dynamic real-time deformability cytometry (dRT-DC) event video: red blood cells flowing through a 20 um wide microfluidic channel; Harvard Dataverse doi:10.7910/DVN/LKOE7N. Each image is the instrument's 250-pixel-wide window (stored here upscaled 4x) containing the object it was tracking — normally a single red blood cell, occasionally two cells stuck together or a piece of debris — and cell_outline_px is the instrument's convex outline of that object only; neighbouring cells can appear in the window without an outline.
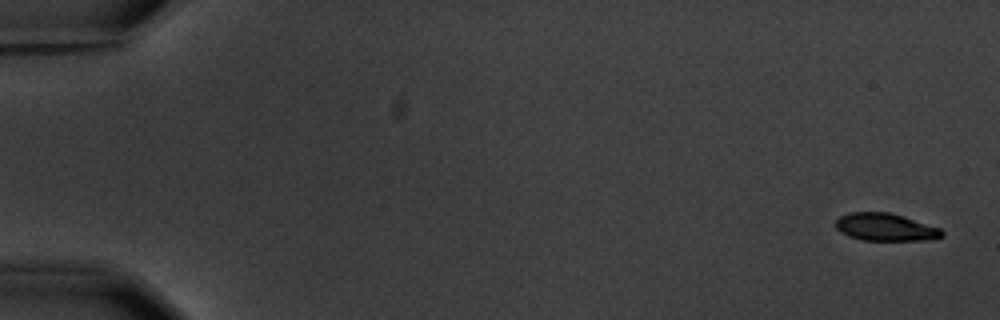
{"species": "common noctule bat (a hibernating species)", "species_latin": "Nyctalus noctula", "temperature_condition": "warm", "stored_images_in_passage": 11, "camera_frame_rate_fps": 3000, "um_per_image_px": 0.085, "animal": {"sex": "male", "body_mass_g": 20.1, "forearm_length_mm": 53.5}, "frame": {"image": 1, "passage_image": 1, "time_ms": 0.0, "image_size_px": [1000, 320], "cell_outline_px": [[944, 236], [936, 240], [860, 240], [848, 236], [840, 232], [832, 224], [840, 216], [848, 212], [888, 212], [904, 216], [940, 228], [944, 232]], "centroid_in_image_um": [75.25, 19.31], "position_along_channel_um": 9.7, "area_um2": 17.4}}
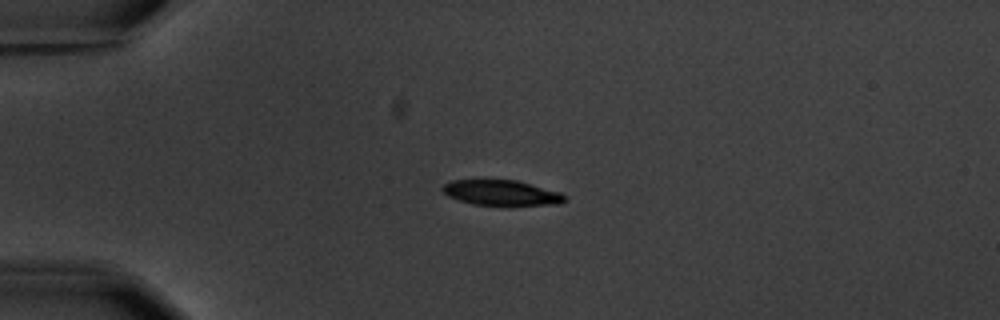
{"frame": {"image": 2, "passage_image": 4, "time_ms": 4.333, "image_size_px": [1000, 320], "cell_outline_px": [[568, 200], [560, 204], [472, 204], [448, 196], [440, 188], [444, 184], [452, 180], [516, 180], [560, 192], [568, 196]], "centroid_in_image_um": [42.64, 16.37], "position_along_channel_um": 42.4, "area_um2": 17.69}}